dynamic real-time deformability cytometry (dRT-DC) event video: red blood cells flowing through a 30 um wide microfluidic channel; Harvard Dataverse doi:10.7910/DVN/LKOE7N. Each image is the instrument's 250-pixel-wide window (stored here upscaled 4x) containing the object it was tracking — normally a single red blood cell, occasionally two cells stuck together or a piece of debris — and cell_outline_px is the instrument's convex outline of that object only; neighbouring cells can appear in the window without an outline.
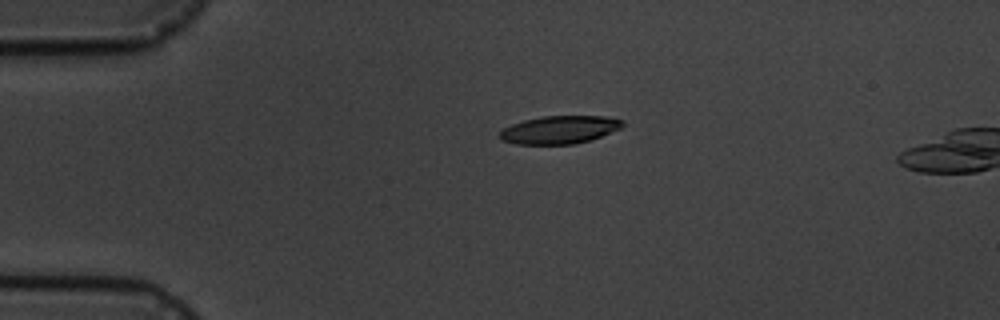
{"species": "common noctule bat (a hibernating species)", "species_latin": "Nyctalus noctula", "temperature_condition": "cold", "stored_images_in_passage": 6, "camera_frame_rate_fps": 3000, "um_per_image_px": 0.085, "animal": {"sex": "male", "body_mass_g": 19.5, "forearm_length_mm": 54.6}, "frame": {"image": 1, "passage_image": 4, "time_ms": 4.333, "image_size_px": [1000, 320], "cell_outline_px": [[624, 124], [620, 128], [592, 140], [572, 144], [516, 144], [500, 140], [500, 132], [504, 128], [512, 124], [524, 120], [544, 116], [604, 116], [624, 120]], "centroid_in_image_um": [47.57, 11.03], "position_along_channel_um": 37.4, "area_um2": 19.94}}